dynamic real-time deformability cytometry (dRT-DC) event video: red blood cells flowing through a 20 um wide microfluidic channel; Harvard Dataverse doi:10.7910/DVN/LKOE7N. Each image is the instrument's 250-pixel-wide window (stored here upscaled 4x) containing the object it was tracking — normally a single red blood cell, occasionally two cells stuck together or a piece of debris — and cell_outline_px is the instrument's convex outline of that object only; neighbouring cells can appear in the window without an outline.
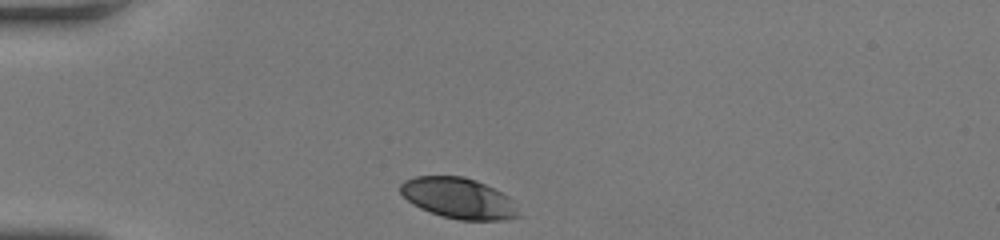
{"species": "human", "species_latin": "Homo sapiens", "temperature_condition": "room temperature", "stored_images_in_passage": 29, "camera_frame_rate_fps": 3000, "um_per_image_px": 0.085, "donor": {"sex": "female"}, "frame": {"image": 1, "passage_image": 1, "time_ms": 0.0, "image_size_px": [1000, 240], "cell_outline_px": [[524, 216], [504, 220], [460, 220], [444, 216], [420, 208], [412, 204], [400, 192], [400, 184], [404, 180], [416, 176], [464, 176], [476, 180], [508, 196], [512, 200]], "centroid_in_image_um": [39.01, 16.85], "position_along_channel_um": 46.0, "area_um2": 28.09}}
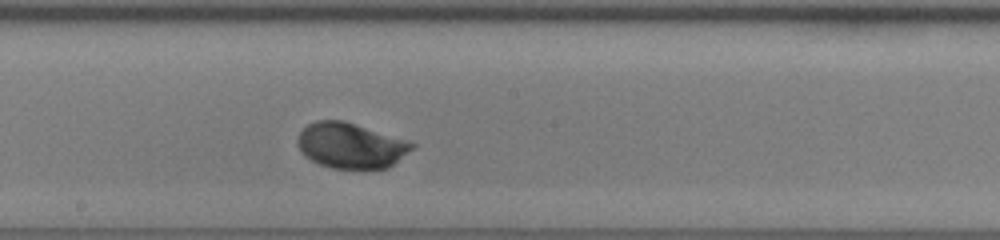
{"frame": {"image": 2, "passage_image": 16, "time_ms": 5.0, "image_size_px": [1000, 240], "cell_outline_px": [[416, 144], [412, 148], [388, 168], [332, 168], [320, 164], [304, 156], [296, 140], [300, 132], [308, 124], [316, 120], [344, 120]], "centroid_in_image_um": [29.76, 12.36], "position_along_channel_um": 218.4, "area_um2": 29.71}}
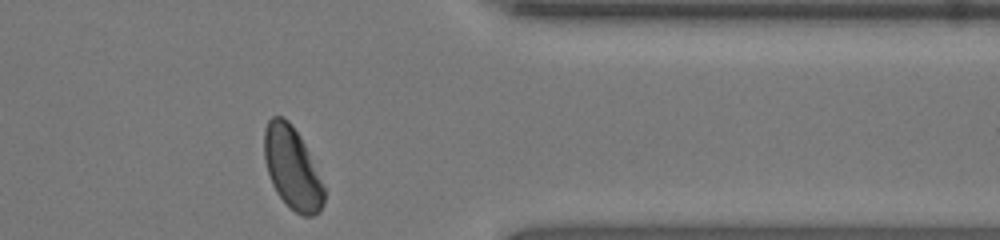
{"frame": {"image": 3, "passage_image": 29, "time_ms": 9.333, "image_size_px": [1000, 240], "cell_outline_px": [[324, 204], [320, 212], [312, 216], [304, 216], [296, 212], [276, 192], [272, 184], [264, 160], [264, 128], [268, 120], [272, 116], [280, 116], [288, 120], [300, 136], [308, 152], [324, 188]], "centroid_in_image_um": [24.82, 14.27], "position_along_channel_um": 386.6, "area_um2": 28.21}, "authors_computed_cell_mechanics": {"area_um2": 29.3046, "velocity_mm_per_s": 4.093, "shape_relaxation_time_tau1_ms": 1.9599, "shape_relaxation_time_tau2_ms": null, "deformation_change_tau1": 0.1201, "deformation_change_tau2": null}}